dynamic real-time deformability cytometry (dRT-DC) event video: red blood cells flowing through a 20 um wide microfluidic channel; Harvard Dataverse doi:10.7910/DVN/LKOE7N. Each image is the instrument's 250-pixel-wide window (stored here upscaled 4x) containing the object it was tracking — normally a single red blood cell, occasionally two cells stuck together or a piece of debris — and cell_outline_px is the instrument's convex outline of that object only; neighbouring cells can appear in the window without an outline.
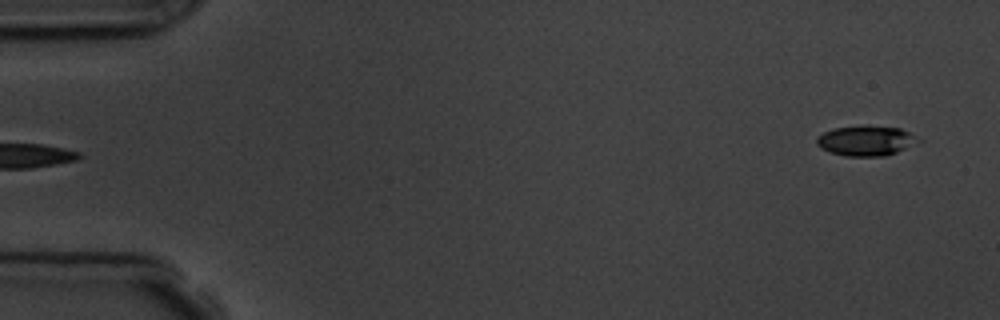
{"species": "common noctule bat (a hibernating species)", "species_latin": "Nyctalus noctula", "temperature_condition": "room temperature", "stored_images_in_passage": 4, "segment_of_instrument_passage": [2, 2], "camera_frame_rate_fps": 3000, "um_per_image_px": 0.085, "animal": {"sex": "male", "body_mass_g": 19.5, "forearm_length_mm": 54.6}, "frame": {"image": 1, "passage_image": 4, "time_ms": 3.333, "image_size_px": [1000, 320], "cell_outline_px": [[924, 140], [896, 152], [884, 156], [844, 156], [820, 148], [816, 144], [816, 136], [824, 132], [836, 128], [864, 124], [900, 128]], "centroid_in_image_um": [73.61, 11.94], "position_along_channel_um": 11.4, "area_um2": 18.03}}